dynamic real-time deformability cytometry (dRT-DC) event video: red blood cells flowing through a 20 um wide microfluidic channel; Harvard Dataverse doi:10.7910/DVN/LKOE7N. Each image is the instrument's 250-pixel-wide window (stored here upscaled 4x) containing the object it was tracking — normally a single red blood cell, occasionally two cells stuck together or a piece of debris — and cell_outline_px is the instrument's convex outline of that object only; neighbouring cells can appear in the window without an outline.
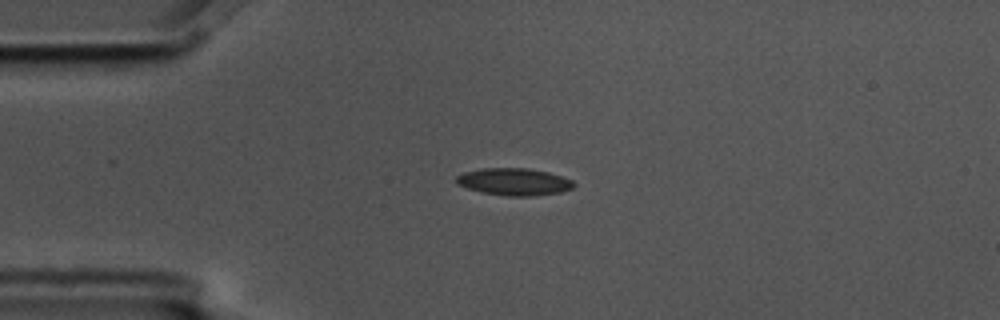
{"species": "common noctule bat (a hibernating species)", "species_latin": "Nyctalus noctula", "temperature_condition": "cold", "stored_images_in_passage": 4, "camera_frame_rate_fps": 3000, "um_per_image_px": 0.085, "animal": {"sex": "male", "body_mass_g": 17.5, "forearm_length_mm": 52.3}, "frame": {"image": 1, "passage_image": 3, "time_ms": 0.667, "image_size_px": [1000, 320], "cell_outline_px": [[576, 184], [572, 188], [560, 192], [532, 196], [508, 196], [484, 192], [468, 188], [456, 184], [456, 176], [464, 172], [480, 168], [528, 168], [548, 172], [572, 180]], "centroid_in_image_um": [43.69, 15.44], "position_along_channel_um": 41.3, "area_um2": 18.5}}